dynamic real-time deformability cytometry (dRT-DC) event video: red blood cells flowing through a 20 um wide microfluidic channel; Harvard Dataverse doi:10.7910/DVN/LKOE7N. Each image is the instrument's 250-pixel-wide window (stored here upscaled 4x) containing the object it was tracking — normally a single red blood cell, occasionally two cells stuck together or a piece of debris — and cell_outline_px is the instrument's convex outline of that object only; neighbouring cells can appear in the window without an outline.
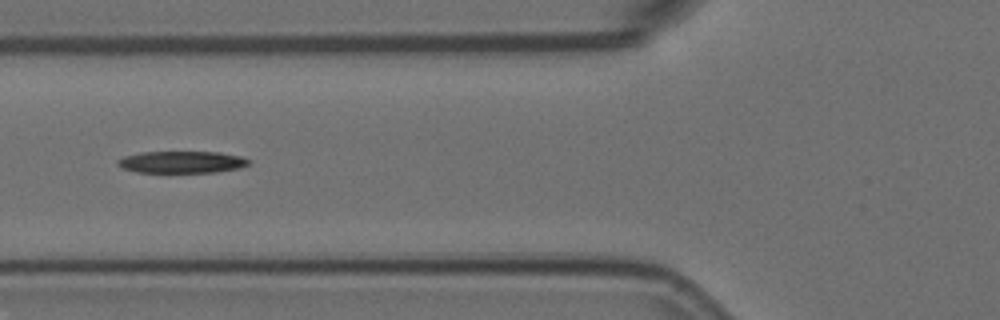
{"species": "Egyptian fruit bat (a non-hibernating species)", "species_latin": "Rousettus aegyptiacus", "temperature_condition": "room temperature", "stored_images_in_passage": 12, "camera_frame_rate_fps": 3000, "um_per_image_px": 0.085, "animal": {"sex": "female"}, "frame": {"image": 1, "passage_image": 5, "time_ms": 1.333, "image_size_px": [1000, 320], "cell_outline_px": [[252, 160], [248, 164], [240, 168], [216, 172], [136, 172], [124, 168], [116, 164], [116, 160], [124, 156], [140, 152], [220, 152], [240, 156]], "centroid_in_image_um": [15.45, 13.77], "position_along_channel_um": 110.3, "area_um2": 16.76}}
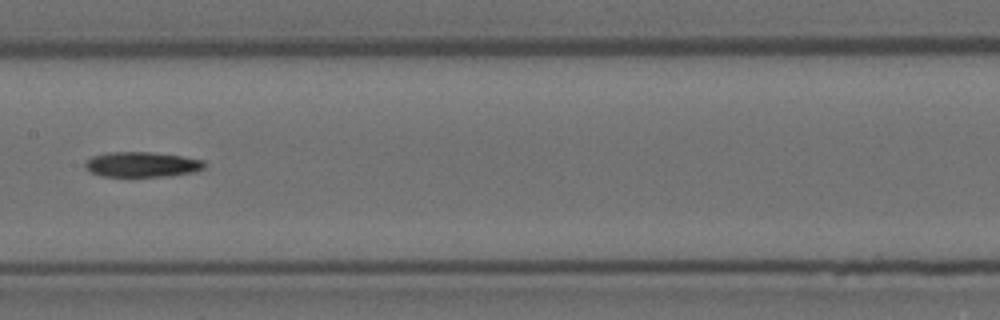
{"frame": {"image": 2, "passage_image": 7, "time_ms": 2.0, "image_size_px": [1000, 320], "cell_outline_px": [[204, 168], [196, 172], [168, 176], [100, 176], [92, 172], [84, 164], [92, 156], [108, 152], [152, 152], [180, 156], [204, 160]], "centroid_in_image_um": [12.09, 13.98], "position_along_channel_um": 195.3, "area_um2": 17.34}}
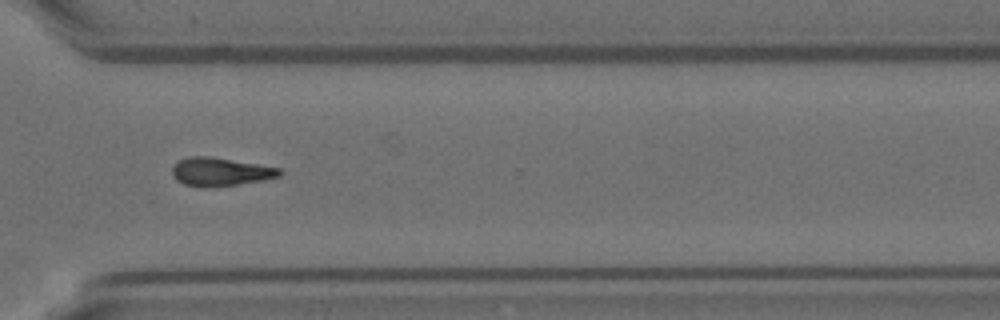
{"frame": {"image": 3, "passage_image": 11, "time_ms": 3.333, "image_size_px": [1000, 320], "cell_outline_px": [[284, 172], [280, 176], [264, 180], [208, 188], [184, 184], [176, 180], [172, 176], [172, 168], [176, 160], [188, 156], [208, 156], [280, 168]], "centroid_in_image_um": [18.69, 14.6], "position_along_channel_um": 351.9, "area_um2": 17.8}}